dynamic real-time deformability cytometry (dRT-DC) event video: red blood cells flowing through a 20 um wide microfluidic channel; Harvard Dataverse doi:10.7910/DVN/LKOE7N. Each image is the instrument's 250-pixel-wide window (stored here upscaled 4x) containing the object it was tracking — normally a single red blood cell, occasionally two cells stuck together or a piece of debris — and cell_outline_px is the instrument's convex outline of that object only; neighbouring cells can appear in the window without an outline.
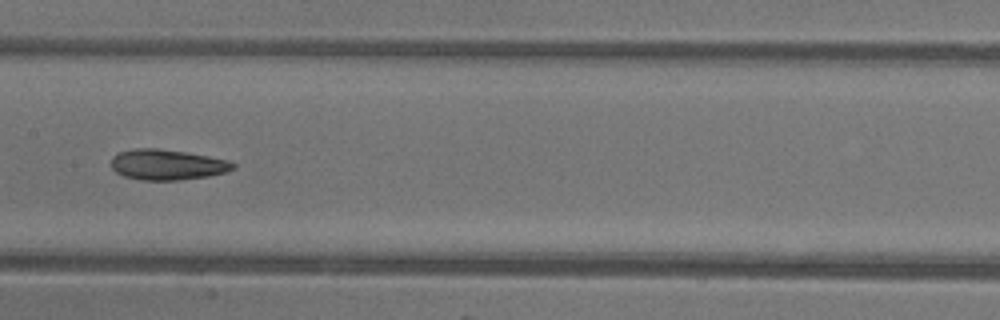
{"species": "common noctule bat (a hibernating species)", "species_latin": "Nyctalus noctula", "temperature_condition": "warm", "stored_images_in_passage": 33, "camera_frame_rate_fps": 3000, "um_per_image_px": 0.085, "animal": {"sex": "female"}, "frame": {"image": 1, "passage_image": 10, "time_ms": 3.0, "image_size_px": [1000, 320], "cell_outline_px": [[236, 168], [224, 172], [208, 176], [180, 180], [140, 180], [124, 176], [116, 172], [112, 168], [112, 156], [116, 152], [136, 148], [156, 148], [184, 152], [208, 156], [228, 160], [236, 164]], "centroid_in_image_um": [14.19, 13.99], "position_along_channel_um": 193.2, "area_um2": 21.68}, "authors_computed_cell_mechanics": {"area_um2": 21.964, "velocity_mm_per_s": 4.2114, "shape_relaxation_time_tau1_ms": 11.2033, "shape_relaxation_time_tau2_ms": 3.5057, "deformation_change_tau1": 0.2377, "deformation_change_tau2": 0.1192}}